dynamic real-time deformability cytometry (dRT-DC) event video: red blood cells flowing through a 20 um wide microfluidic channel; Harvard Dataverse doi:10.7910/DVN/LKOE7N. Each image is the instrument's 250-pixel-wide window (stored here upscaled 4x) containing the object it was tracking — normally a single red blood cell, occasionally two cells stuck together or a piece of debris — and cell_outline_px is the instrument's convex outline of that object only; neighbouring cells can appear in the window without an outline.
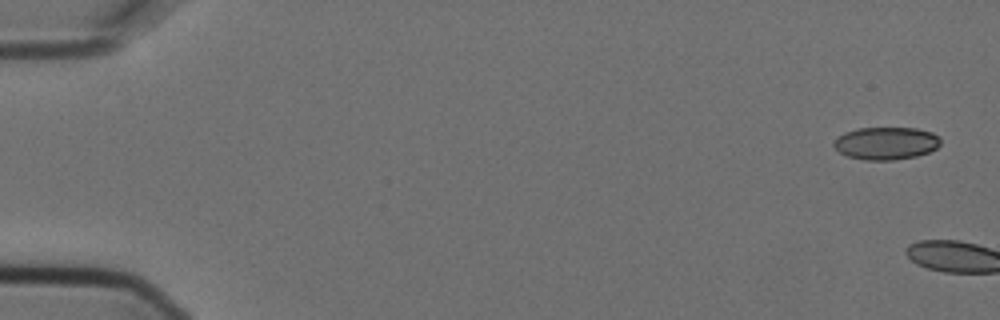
{"species": "Egyptian fruit bat (a non-hibernating species)", "species_latin": "Rousettus aegyptiacus", "temperature_condition": "cold", "stored_images_in_passage": 7, "camera_frame_rate_fps": 3000, "um_per_image_px": 0.085, "animal": {"sex": "female"}, "frame": {"image": 1, "passage_image": 1, "time_ms": 0.0, "image_size_px": [1000, 320], "cell_outline_px": [[940, 144], [936, 148], [928, 152], [916, 156], [892, 160], [864, 160], [848, 156], [840, 152], [832, 144], [844, 132], [856, 128], [916, 128], [932, 132], [940, 140]], "centroid_in_image_um": [75.31, 12.17], "position_along_channel_um": 9.7, "area_um2": 20.11}}
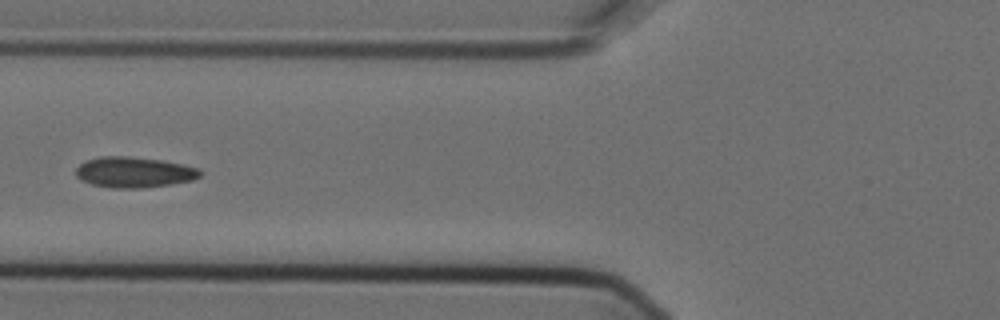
{"frame": {"image": 2, "passage_image": 7, "time_ms": 2.0, "image_size_px": [1000, 320], "cell_outline_px": [[204, 172], [200, 176], [192, 180], [172, 184], [144, 188], [112, 188], [92, 184], [76, 176], [76, 168], [80, 164], [88, 160], [100, 156], [128, 156], [160, 160], [184, 164], [200, 168]], "centroid_in_image_um": [11.45, 14.64], "position_along_channel_um": 114.4, "area_um2": 22.25}}